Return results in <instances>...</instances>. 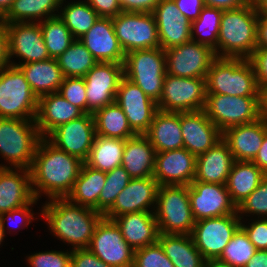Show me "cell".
Segmentation results:
<instances>
[{
  "label": "cell",
  "mask_w": 267,
  "mask_h": 267,
  "mask_svg": "<svg viewBox=\"0 0 267 267\" xmlns=\"http://www.w3.org/2000/svg\"><path fill=\"white\" fill-rule=\"evenodd\" d=\"M124 146V139L96 135L85 163L100 171H111L121 166Z\"/></svg>",
  "instance_id": "cell-38"
},
{
  "label": "cell",
  "mask_w": 267,
  "mask_h": 267,
  "mask_svg": "<svg viewBox=\"0 0 267 267\" xmlns=\"http://www.w3.org/2000/svg\"><path fill=\"white\" fill-rule=\"evenodd\" d=\"M160 0H119L122 11L152 13Z\"/></svg>",
  "instance_id": "cell-54"
},
{
  "label": "cell",
  "mask_w": 267,
  "mask_h": 267,
  "mask_svg": "<svg viewBox=\"0 0 267 267\" xmlns=\"http://www.w3.org/2000/svg\"><path fill=\"white\" fill-rule=\"evenodd\" d=\"M196 156L180 148L156 152L153 177L162 185H186L195 179Z\"/></svg>",
  "instance_id": "cell-21"
},
{
  "label": "cell",
  "mask_w": 267,
  "mask_h": 267,
  "mask_svg": "<svg viewBox=\"0 0 267 267\" xmlns=\"http://www.w3.org/2000/svg\"><path fill=\"white\" fill-rule=\"evenodd\" d=\"M42 138L35 120L0 118V154L14 168L30 169Z\"/></svg>",
  "instance_id": "cell-5"
},
{
  "label": "cell",
  "mask_w": 267,
  "mask_h": 267,
  "mask_svg": "<svg viewBox=\"0 0 267 267\" xmlns=\"http://www.w3.org/2000/svg\"><path fill=\"white\" fill-rule=\"evenodd\" d=\"M62 0H14L3 22H41L58 16ZM58 14H56L57 12Z\"/></svg>",
  "instance_id": "cell-36"
},
{
  "label": "cell",
  "mask_w": 267,
  "mask_h": 267,
  "mask_svg": "<svg viewBox=\"0 0 267 267\" xmlns=\"http://www.w3.org/2000/svg\"><path fill=\"white\" fill-rule=\"evenodd\" d=\"M206 116L222 131L261 118L260 97L206 94Z\"/></svg>",
  "instance_id": "cell-9"
},
{
  "label": "cell",
  "mask_w": 267,
  "mask_h": 267,
  "mask_svg": "<svg viewBox=\"0 0 267 267\" xmlns=\"http://www.w3.org/2000/svg\"><path fill=\"white\" fill-rule=\"evenodd\" d=\"M8 54V34L5 22L0 23V69L10 65Z\"/></svg>",
  "instance_id": "cell-56"
},
{
  "label": "cell",
  "mask_w": 267,
  "mask_h": 267,
  "mask_svg": "<svg viewBox=\"0 0 267 267\" xmlns=\"http://www.w3.org/2000/svg\"><path fill=\"white\" fill-rule=\"evenodd\" d=\"M234 161L228 144L222 139L214 147L196 157L194 180L226 184Z\"/></svg>",
  "instance_id": "cell-28"
},
{
  "label": "cell",
  "mask_w": 267,
  "mask_h": 267,
  "mask_svg": "<svg viewBox=\"0 0 267 267\" xmlns=\"http://www.w3.org/2000/svg\"><path fill=\"white\" fill-rule=\"evenodd\" d=\"M113 221L134 251L158 241L159 230L154 212L126 213Z\"/></svg>",
  "instance_id": "cell-29"
},
{
  "label": "cell",
  "mask_w": 267,
  "mask_h": 267,
  "mask_svg": "<svg viewBox=\"0 0 267 267\" xmlns=\"http://www.w3.org/2000/svg\"><path fill=\"white\" fill-rule=\"evenodd\" d=\"M256 251L257 249L249 240L246 232L239 227L223 249L218 260L231 267H244Z\"/></svg>",
  "instance_id": "cell-43"
},
{
  "label": "cell",
  "mask_w": 267,
  "mask_h": 267,
  "mask_svg": "<svg viewBox=\"0 0 267 267\" xmlns=\"http://www.w3.org/2000/svg\"><path fill=\"white\" fill-rule=\"evenodd\" d=\"M95 133L98 136L128 139L136 134L130 128L127 118L116 103H111L93 113Z\"/></svg>",
  "instance_id": "cell-37"
},
{
  "label": "cell",
  "mask_w": 267,
  "mask_h": 267,
  "mask_svg": "<svg viewBox=\"0 0 267 267\" xmlns=\"http://www.w3.org/2000/svg\"><path fill=\"white\" fill-rule=\"evenodd\" d=\"M265 176L253 162L234 161L226 187L236 207L259 186Z\"/></svg>",
  "instance_id": "cell-34"
},
{
  "label": "cell",
  "mask_w": 267,
  "mask_h": 267,
  "mask_svg": "<svg viewBox=\"0 0 267 267\" xmlns=\"http://www.w3.org/2000/svg\"><path fill=\"white\" fill-rule=\"evenodd\" d=\"M115 102L123 110L130 128L136 135L145 134L148 131L158 108L157 103L139 86L123 77Z\"/></svg>",
  "instance_id": "cell-18"
},
{
  "label": "cell",
  "mask_w": 267,
  "mask_h": 267,
  "mask_svg": "<svg viewBox=\"0 0 267 267\" xmlns=\"http://www.w3.org/2000/svg\"><path fill=\"white\" fill-rule=\"evenodd\" d=\"M237 213L240 219L244 214L267 218V175L261 180L259 186L237 206Z\"/></svg>",
  "instance_id": "cell-45"
},
{
  "label": "cell",
  "mask_w": 267,
  "mask_h": 267,
  "mask_svg": "<svg viewBox=\"0 0 267 267\" xmlns=\"http://www.w3.org/2000/svg\"><path fill=\"white\" fill-rule=\"evenodd\" d=\"M99 17L113 18L122 12L119 0H87Z\"/></svg>",
  "instance_id": "cell-53"
},
{
  "label": "cell",
  "mask_w": 267,
  "mask_h": 267,
  "mask_svg": "<svg viewBox=\"0 0 267 267\" xmlns=\"http://www.w3.org/2000/svg\"><path fill=\"white\" fill-rule=\"evenodd\" d=\"M95 136L93 114L85 113L83 116L55 128L46 139L56 148L85 162Z\"/></svg>",
  "instance_id": "cell-17"
},
{
  "label": "cell",
  "mask_w": 267,
  "mask_h": 267,
  "mask_svg": "<svg viewBox=\"0 0 267 267\" xmlns=\"http://www.w3.org/2000/svg\"><path fill=\"white\" fill-rule=\"evenodd\" d=\"M191 211L195 221L238 214L226 184L204 183L193 180L188 186Z\"/></svg>",
  "instance_id": "cell-16"
},
{
  "label": "cell",
  "mask_w": 267,
  "mask_h": 267,
  "mask_svg": "<svg viewBox=\"0 0 267 267\" xmlns=\"http://www.w3.org/2000/svg\"><path fill=\"white\" fill-rule=\"evenodd\" d=\"M57 61L64 77H84L98 63L78 39L57 58Z\"/></svg>",
  "instance_id": "cell-41"
},
{
  "label": "cell",
  "mask_w": 267,
  "mask_h": 267,
  "mask_svg": "<svg viewBox=\"0 0 267 267\" xmlns=\"http://www.w3.org/2000/svg\"><path fill=\"white\" fill-rule=\"evenodd\" d=\"M14 0H0V14L4 16L11 8Z\"/></svg>",
  "instance_id": "cell-64"
},
{
  "label": "cell",
  "mask_w": 267,
  "mask_h": 267,
  "mask_svg": "<svg viewBox=\"0 0 267 267\" xmlns=\"http://www.w3.org/2000/svg\"><path fill=\"white\" fill-rule=\"evenodd\" d=\"M58 93L70 104L87 113L86 83L83 77H64Z\"/></svg>",
  "instance_id": "cell-47"
},
{
  "label": "cell",
  "mask_w": 267,
  "mask_h": 267,
  "mask_svg": "<svg viewBox=\"0 0 267 267\" xmlns=\"http://www.w3.org/2000/svg\"><path fill=\"white\" fill-rule=\"evenodd\" d=\"M39 23L50 58L57 59L76 40L59 16Z\"/></svg>",
  "instance_id": "cell-42"
},
{
  "label": "cell",
  "mask_w": 267,
  "mask_h": 267,
  "mask_svg": "<svg viewBox=\"0 0 267 267\" xmlns=\"http://www.w3.org/2000/svg\"><path fill=\"white\" fill-rule=\"evenodd\" d=\"M260 116L267 122V86L260 88Z\"/></svg>",
  "instance_id": "cell-61"
},
{
  "label": "cell",
  "mask_w": 267,
  "mask_h": 267,
  "mask_svg": "<svg viewBox=\"0 0 267 267\" xmlns=\"http://www.w3.org/2000/svg\"><path fill=\"white\" fill-rule=\"evenodd\" d=\"M35 199L30 170L0 165V215Z\"/></svg>",
  "instance_id": "cell-25"
},
{
  "label": "cell",
  "mask_w": 267,
  "mask_h": 267,
  "mask_svg": "<svg viewBox=\"0 0 267 267\" xmlns=\"http://www.w3.org/2000/svg\"><path fill=\"white\" fill-rule=\"evenodd\" d=\"M166 74L176 77L206 78L216 58L214 50L193 40L165 50Z\"/></svg>",
  "instance_id": "cell-14"
},
{
  "label": "cell",
  "mask_w": 267,
  "mask_h": 267,
  "mask_svg": "<svg viewBox=\"0 0 267 267\" xmlns=\"http://www.w3.org/2000/svg\"><path fill=\"white\" fill-rule=\"evenodd\" d=\"M180 124L184 148L196 157L222 140V131L204 110L180 112Z\"/></svg>",
  "instance_id": "cell-22"
},
{
  "label": "cell",
  "mask_w": 267,
  "mask_h": 267,
  "mask_svg": "<svg viewBox=\"0 0 267 267\" xmlns=\"http://www.w3.org/2000/svg\"><path fill=\"white\" fill-rule=\"evenodd\" d=\"M10 65L17 66L21 69L37 98L58 92L64 79L61 68L55 58L25 64H18L11 61Z\"/></svg>",
  "instance_id": "cell-31"
},
{
  "label": "cell",
  "mask_w": 267,
  "mask_h": 267,
  "mask_svg": "<svg viewBox=\"0 0 267 267\" xmlns=\"http://www.w3.org/2000/svg\"><path fill=\"white\" fill-rule=\"evenodd\" d=\"M114 32L123 51L159 48L158 29L152 13L122 11L112 18Z\"/></svg>",
  "instance_id": "cell-11"
},
{
  "label": "cell",
  "mask_w": 267,
  "mask_h": 267,
  "mask_svg": "<svg viewBox=\"0 0 267 267\" xmlns=\"http://www.w3.org/2000/svg\"><path fill=\"white\" fill-rule=\"evenodd\" d=\"M64 1H61L58 16L63 20L73 37L79 39L94 25L99 16L86 0L72 1L67 5L63 3Z\"/></svg>",
  "instance_id": "cell-39"
},
{
  "label": "cell",
  "mask_w": 267,
  "mask_h": 267,
  "mask_svg": "<svg viewBox=\"0 0 267 267\" xmlns=\"http://www.w3.org/2000/svg\"><path fill=\"white\" fill-rule=\"evenodd\" d=\"M258 15L267 16V0H251Z\"/></svg>",
  "instance_id": "cell-62"
},
{
  "label": "cell",
  "mask_w": 267,
  "mask_h": 267,
  "mask_svg": "<svg viewBox=\"0 0 267 267\" xmlns=\"http://www.w3.org/2000/svg\"><path fill=\"white\" fill-rule=\"evenodd\" d=\"M49 200L41 210L49 230L63 242L71 244L72 250L88 248L104 215L95 209L74 204L67 198Z\"/></svg>",
  "instance_id": "cell-2"
},
{
  "label": "cell",
  "mask_w": 267,
  "mask_h": 267,
  "mask_svg": "<svg viewBox=\"0 0 267 267\" xmlns=\"http://www.w3.org/2000/svg\"><path fill=\"white\" fill-rule=\"evenodd\" d=\"M267 133V122L263 118L248 124L236 125L222 132L235 161L252 162Z\"/></svg>",
  "instance_id": "cell-26"
},
{
  "label": "cell",
  "mask_w": 267,
  "mask_h": 267,
  "mask_svg": "<svg viewBox=\"0 0 267 267\" xmlns=\"http://www.w3.org/2000/svg\"><path fill=\"white\" fill-rule=\"evenodd\" d=\"M88 249L111 267H133L134 249L113 220L104 217L100 220Z\"/></svg>",
  "instance_id": "cell-13"
},
{
  "label": "cell",
  "mask_w": 267,
  "mask_h": 267,
  "mask_svg": "<svg viewBox=\"0 0 267 267\" xmlns=\"http://www.w3.org/2000/svg\"><path fill=\"white\" fill-rule=\"evenodd\" d=\"M124 65L114 62H98L83 78L86 83L87 113L114 103Z\"/></svg>",
  "instance_id": "cell-15"
},
{
  "label": "cell",
  "mask_w": 267,
  "mask_h": 267,
  "mask_svg": "<svg viewBox=\"0 0 267 267\" xmlns=\"http://www.w3.org/2000/svg\"><path fill=\"white\" fill-rule=\"evenodd\" d=\"M159 186L153 176L132 178L128 185L117 195L116 201L104 214V218L113 220L126 213L154 212ZM148 208H151V210L149 211Z\"/></svg>",
  "instance_id": "cell-20"
},
{
  "label": "cell",
  "mask_w": 267,
  "mask_h": 267,
  "mask_svg": "<svg viewBox=\"0 0 267 267\" xmlns=\"http://www.w3.org/2000/svg\"><path fill=\"white\" fill-rule=\"evenodd\" d=\"M257 14L253 2L223 10L217 57L248 59L257 48Z\"/></svg>",
  "instance_id": "cell-3"
},
{
  "label": "cell",
  "mask_w": 267,
  "mask_h": 267,
  "mask_svg": "<svg viewBox=\"0 0 267 267\" xmlns=\"http://www.w3.org/2000/svg\"><path fill=\"white\" fill-rule=\"evenodd\" d=\"M71 267H111L100 260L88 248L74 249L71 256Z\"/></svg>",
  "instance_id": "cell-52"
},
{
  "label": "cell",
  "mask_w": 267,
  "mask_h": 267,
  "mask_svg": "<svg viewBox=\"0 0 267 267\" xmlns=\"http://www.w3.org/2000/svg\"><path fill=\"white\" fill-rule=\"evenodd\" d=\"M257 48H267V16L259 15L257 21Z\"/></svg>",
  "instance_id": "cell-58"
},
{
  "label": "cell",
  "mask_w": 267,
  "mask_h": 267,
  "mask_svg": "<svg viewBox=\"0 0 267 267\" xmlns=\"http://www.w3.org/2000/svg\"><path fill=\"white\" fill-rule=\"evenodd\" d=\"M106 181V172L83 162L73 189L66 197L70 202L98 211V199Z\"/></svg>",
  "instance_id": "cell-35"
},
{
  "label": "cell",
  "mask_w": 267,
  "mask_h": 267,
  "mask_svg": "<svg viewBox=\"0 0 267 267\" xmlns=\"http://www.w3.org/2000/svg\"><path fill=\"white\" fill-rule=\"evenodd\" d=\"M9 59H22L19 64L50 59L39 22L6 23Z\"/></svg>",
  "instance_id": "cell-19"
},
{
  "label": "cell",
  "mask_w": 267,
  "mask_h": 267,
  "mask_svg": "<svg viewBox=\"0 0 267 267\" xmlns=\"http://www.w3.org/2000/svg\"><path fill=\"white\" fill-rule=\"evenodd\" d=\"M37 201H38V199L35 198L31 203H29L27 205H24V206H22L20 208H16V209H13L11 211L2 213L0 215V221H1L2 225H3L4 233H6V229L5 228H8V227H5L6 219H8V224H10V225L11 224L13 225V222H14V225H15V221H16V222H18V225H15L16 227L20 228L19 227L20 225H21V228L22 227L24 228V226L27 227L32 222V220H34V218H35L34 214H33L34 212H32L33 210H31L32 208H30V206L36 204ZM17 217H18V219H17ZM17 220H19L20 222L17 221ZM21 223H23V225Z\"/></svg>",
  "instance_id": "cell-50"
},
{
  "label": "cell",
  "mask_w": 267,
  "mask_h": 267,
  "mask_svg": "<svg viewBox=\"0 0 267 267\" xmlns=\"http://www.w3.org/2000/svg\"><path fill=\"white\" fill-rule=\"evenodd\" d=\"M248 60L253 66L259 88L267 86V48H256Z\"/></svg>",
  "instance_id": "cell-51"
},
{
  "label": "cell",
  "mask_w": 267,
  "mask_h": 267,
  "mask_svg": "<svg viewBox=\"0 0 267 267\" xmlns=\"http://www.w3.org/2000/svg\"><path fill=\"white\" fill-rule=\"evenodd\" d=\"M144 135L156 152L183 148L180 112H166L158 109Z\"/></svg>",
  "instance_id": "cell-30"
},
{
  "label": "cell",
  "mask_w": 267,
  "mask_h": 267,
  "mask_svg": "<svg viewBox=\"0 0 267 267\" xmlns=\"http://www.w3.org/2000/svg\"><path fill=\"white\" fill-rule=\"evenodd\" d=\"M84 114L80 108L70 104L56 92L38 98L35 122L40 135L46 138L55 128Z\"/></svg>",
  "instance_id": "cell-27"
},
{
  "label": "cell",
  "mask_w": 267,
  "mask_h": 267,
  "mask_svg": "<svg viewBox=\"0 0 267 267\" xmlns=\"http://www.w3.org/2000/svg\"><path fill=\"white\" fill-rule=\"evenodd\" d=\"M155 205L159 233L191 235L196 221L191 211L188 186H159Z\"/></svg>",
  "instance_id": "cell-6"
},
{
  "label": "cell",
  "mask_w": 267,
  "mask_h": 267,
  "mask_svg": "<svg viewBox=\"0 0 267 267\" xmlns=\"http://www.w3.org/2000/svg\"><path fill=\"white\" fill-rule=\"evenodd\" d=\"M252 162L267 175V133L265 134L261 147Z\"/></svg>",
  "instance_id": "cell-59"
},
{
  "label": "cell",
  "mask_w": 267,
  "mask_h": 267,
  "mask_svg": "<svg viewBox=\"0 0 267 267\" xmlns=\"http://www.w3.org/2000/svg\"><path fill=\"white\" fill-rule=\"evenodd\" d=\"M123 65L124 77L157 103L166 75L165 50L159 47L131 51L125 54Z\"/></svg>",
  "instance_id": "cell-7"
},
{
  "label": "cell",
  "mask_w": 267,
  "mask_h": 267,
  "mask_svg": "<svg viewBox=\"0 0 267 267\" xmlns=\"http://www.w3.org/2000/svg\"><path fill=\"white\" fill-rule=\"evenodd\" d=\"M206 78L176 77L166 74L157 108L166 112L203 110L206 102Z\"/></svg>",
  "instance_id": "cell-10"
},
{
  "label": "cell",
  "mask_w": 267,
  "mask_h": 267,
  "mask_svg": "<svg viewBox=\"0 0 267 267\" xmlns=\"http://www.w3.org/2000/svg\"><path fill=\"white\" fill-rule=\"evenodd\" d=\"M38 98L17 66L0 69V118L35 120Z\"/></svg>",
  "instance_id": "cell-8"
},
{
  "label": "cell",
  "mask_w": 267,
  "mask_h": 267,
  "mask_svg": "<svg viewBox=\"0 0 267 267\" xmlns=\"http://www.w3.org/2000/svg\"><path fill=\"white\" fill-rule=\"evenodd\" d=\"M206 93L260 97L251 62L244 58L216 57L207 72Z\"/></svg>",
  "instance_id": "cell-4"
},
{
  "label": "cell",
  "mask_w": 267,
  "mask_h": 267,
  "mask_svg": "<svg viewBox=\"0 0 267 267\" xmlns=\"http://www.w3.org/2000/svg\"><path fill=\"white\" fill-rule=\"evenodd\" d=\"M240 224L238 214L198 220L191 237L205 260L218 259Z\"/></svg>",
  "instance_id": "cell-12"
},
{
  "label": "cell",
  "mask_w": 267,
  "mask_h": 267,
  "mask_svg": "<svg viewBox=\"0 0 267 267\" xmlns=\"http://www.w3.org/2000/svg\"><path fill=\"white\" fill-rule=\"evenodd\" d=\"M133 267H174L157 241L134 251Z\"/></svg>",
  "instance_id": "cell-46"
},
{
  "label": "cell",
  "mask_w": 267,
  "mask_h": 267,
  "mask_svg": "<svg viewBox=\"0 0 267 267\" xmlns=\"http://www.w3.org/2000/svg\"><path fill=\"white\" fill-rule=\"evenodd\" d=\"M78 40L97 62L124 64L125 52L114 32L112 18L99 17L94 25Z\"/></svg>",
  "instance_id": "cell-24"
},
{
  "label": "cell",
  "mask_w": 267,
  "mask_h": 267,
  "mask_svg": "<svg viewBox=\"0 0 267 267\" xmlns=\"http://www.w3.org/2000/svg\"><path fill=\"white\" fill-rule=\"evenodd\" d=\"M82 164L83 161L78 157L56 148L46 138H42L29 169L35 198L39 199L41 193L48 199L66 198L73 189Z\"/></svg>",
  "instance_id": "cell-1"
},
{
  "label": "cell",
  "mask_w": 267,
  "mask_h": 267,
  "mask_svg": "<svg viewBox=\"0 0 267 267\" xmlns=\"http://www.w3.org/2000/svg\"><path fill=\"white\" fill-rule=\"evenodd\" d=\"M223 10L205 6L199 17L191 22V39L214 50L217 57V41ZM199 38H196L195 32ZM195 37V38H194Z\"/></svg>",
  "instance_id": "cell-40"
},
{
  "label": "cell",
  "mask_w": 267,
  "mask_h": 267,
  "mask_svg": "<svg viewBox=\"0 0 267 267\" xmlns=\"http://www.w3.org/2000/svg\"><path fill=\"white\" fill-rule=\"evenodd\" d=\"M72 250L45 251L29 255L26 259L31 267H71Z\"/></svg>",
  "instance_id": "cell-48"
},
{
  "label": "cell",
  "mask_w": 267,
  "mask_h": 267,
  "mask_svg": "<svg viewBox=\"0 0 267 267\" xmlns=\"http://www.w3.org/2000/svg\"><path fill=\"white\" fill-rule=\"evenodd\" d=\"M155 160L156 150L144 134L125 140L121 166L132 178L153 176Z\"/></svg>",
  "instance_id": "cell-32"
},
{
  "label": "cell",
  "mask_w": 267,
  "mask_h": 267,
  "mask_svg": "<svg viewBox=\"0 0 267 267\" xmlns=\"http://www.w3.org/2000/svg\"><path fill=\"white\" fill-rule=\"evenodd\" d=\"M244 267H267V250H257Z\"/></svg>",
  "instance_id": "cell-60"
},
{
  "label": "cell",
  "mask_w": 267,
  "mask_h": 267,
  "mask_svg": "<svg viewBox=\"0 0 267 267\" xmlns=\"http://www.w3.org/2000/svg\"><path fill=\"white\" fill-rule=\"evenodd\" d=\"M158 242L174 267H204L205 259L187 234H161Z\"/></svg>",
  "instance_id": "cell-33"
},
{
  "label": "cell",
  "mask_w": 267,
  "mask_h": 267,
  "mask_svg": "<svg viewBox=\"0 0 267 267\" xmlns=\"http://www.w3.org/2000/svg\"><path fill=\"white\" fill-rule=\"evenodd\" d=\"M204 267H231L218 259L205 260Z\"/></svg>",
  "instance_id": "cell-63"
},
{
  "label": "cell",
  "mask_w": 267,
  "mask_h": 267,
  "mask_svg": "<svg viewBox=\"0 0 267 267\" xmlns=\"http://www.w3.org/2000/svg\"><path fill=\"white\" fill-rule=\"evenodd\" d=\"M3 22V16L0 14V23Z\"/></svg>",
  "instance_id": "cell-66"
},
{
  "label": "cell",
  "mask_w": 267,
  "mask_h": 267,
  "mask_svg": "<svg viewBox=\"0 0 267 267\" xmlns=\"http://www.w3.org/2000/svg\"><path fill=\"white\" fill-rule=\"evenodd\" d=\"M205 6L221 10L235 9L246 5L250 0H203Z\"/></svg>",
  "instance_id": "cell-57"
},
{
  "label": "cell",
  "mask_w": 267,
  "mask_h": 267,
  "mask_svg": "<svg viewBox=\"0 0 267 267\" xmlns=\"http://www.w3.org/2000/svg\"><path fill=\"white\" fill-rule=\"evenodd\" d=\"M131 179L132 177L123 166L106 172L105 185L98 199V212L104 215L113 206L117 195L128 185Z\"/></svg>",
  "instance_id": "cell-44"
},
{
  "label": "cell",
  "mask_w": 267,
  "mask_h": 267,
  "mask_svg": "<svg viewBox=\"0 0 267 267\" xmlns=\"http://www.w3.org/2000/svg\"><path fill=\"white\" fill-rule=\"evenodd\" d=\"M240 227L257 250H267V218L255 219L248 225L243 224L241 220Z\"/></svg>",
  "instance_id": "cell-49"
},
{
  "label": "cell",
  "mask_w": 267,
  "mask_h": 267,
  "mask_svg": "<svg viewBox=\"0 0 267 267\" xmlns=\"http://www.w3.org/2000/svg\"><path fill=\"white\" fill-rule=\"evenodd\" d=\"M5 233H4V231H3V225H2V223H1V221H0V245L2 244V242H3V240H4V238H5Z\"/></svg>",
  "instance_id": "cell-65"
},
{
  "label": "cell",
  "mask_w": 267,
  "mask_h": 267,
  "mask_svg": "<svg viewBox=\"0 0 267 267\" xmlns=\"http://www.w3.org/2000/svg\"><path fill=\"white\" fill-rule=\"evenodd\" d=\"M152 14L163 50L192 40L191 21L180 12L173 0H160Z\"/></svg>",
  "instance_id": "cell-23"
},
{
  "label": "cell",
  "mask_w": 267,
  "mask_h": 267,
  "mask_svg": "<svg viewBox=\"0 0 267 267\" xmlns=\"http://www.w3.org/2000/svg\"><path fill=\"white\" fill-rule=\"evenodd\" d=\"M180 12L191 22L196 20L205 7L203 0H173Z\"/></svg>",
  "instance_id": "cell-55"
}]
</instances>
